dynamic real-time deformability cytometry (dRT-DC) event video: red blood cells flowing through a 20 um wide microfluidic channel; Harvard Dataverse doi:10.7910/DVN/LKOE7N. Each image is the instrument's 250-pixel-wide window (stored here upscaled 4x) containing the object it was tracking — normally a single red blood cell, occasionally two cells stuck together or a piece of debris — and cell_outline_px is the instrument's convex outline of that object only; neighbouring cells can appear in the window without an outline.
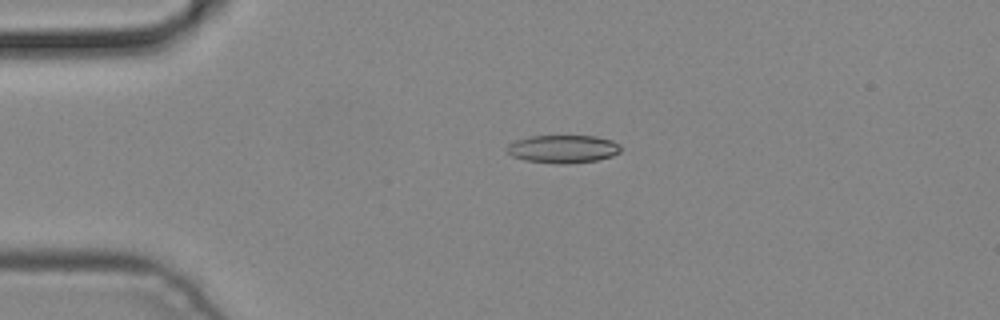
{"species": "common noctule bat (a hibernating species)", "species_latin": "Nyctalus noctula", "temperature_condition": "cold", "stored_images_in_passage": 4, "camera_frame_rate_fps": 3000, "um_per_image_px": 0.085, "animal": {"sex": "male", "body_mass_g": 19.2, "forearm_length_mm": 51.8}, "frame": {"image": 1, "passage_image": 1, "time_ms": 0.0, "image_size_px": [1000, 320], "cell_outline_px": [[620, 152], [612, 156], [596, 160], [564, 164], [560, 164], [524, 160], [512, 156], [508, 152], [508, 144], [516, 140], [528, 136], [596, 136], [612, 140], [620, 144]], "centroid_in_image_um": [47.87, 12.65], "position_along_channel_um": 37.1, "area_um2": 18.5}}
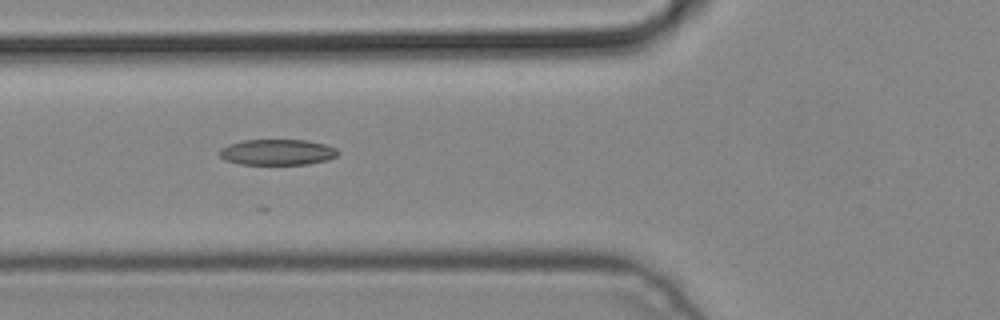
{"frame": {"image": 2, "passage_image": 3, "time_ms": 0.667, "image_size_px": [1000, 320], "cell_outline_px": [[340, 152], [336, 156], [328, 160], [308, 164], [240, 164], [224, 160], [220, 156], [220, 148], [228, 144], [244, 140], [308, 140], [324, 144], [336, 148]], "centroid_in_image_um": [23.58, 12.93], "position_along_channel_um": 102.2, "area_um2": 17.86}}
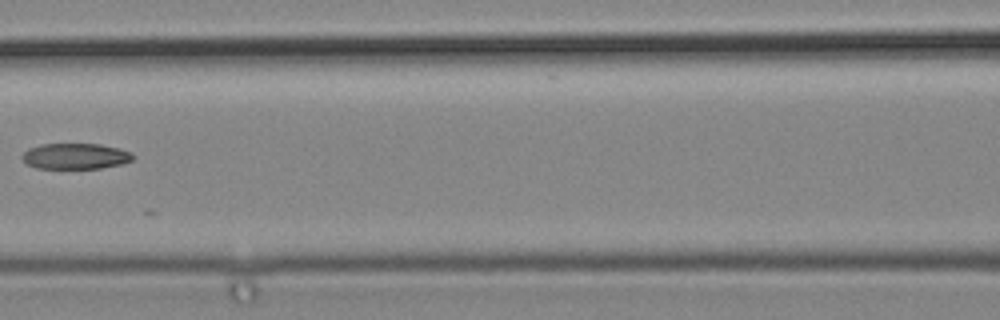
{"frame": {"image": 3, "passage_image": 4, "time_ms": 1.0, "image_size_px": [1000, 320], "cell_outline_px": [[136, 156], [132, 160], [120, 164], [100, 168], [36, 168], [28, 164], [20, 156], [28, 148], [40, 144], [100, 144], [120, 148], [132, 152]], "centroid_in_image_um": [6.43, 13.26], "position_along_channel_um": 160.2, "area_um2": 16.7}}